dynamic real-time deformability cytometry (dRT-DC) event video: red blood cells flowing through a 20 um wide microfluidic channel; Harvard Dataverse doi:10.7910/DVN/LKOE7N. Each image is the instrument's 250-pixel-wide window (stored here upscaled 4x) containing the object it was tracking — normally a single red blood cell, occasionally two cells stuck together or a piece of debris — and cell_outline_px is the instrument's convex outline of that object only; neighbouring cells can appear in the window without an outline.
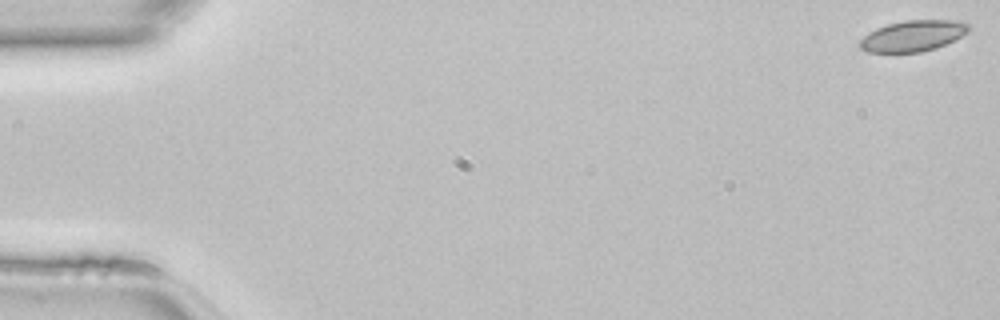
{"species": "common noctule bat (a hibernating species)", "species_latin": "Nyctalus noctula", "temperature_condition": "room temperature", "stored_images_in_passage": 48, "camera_frame_rate_fps": 3000, "um_per_image_px": 0.085, "animal": {"sex": "female", "body_mass_g": 22.7, "forearm_length_mm": 54.2}, "frame": {"image": 1, "passage_image": 1, "time_ms": 0.0, "image_size_px": [1000, 320], "cell_outline_px": [[972, 28], [968, 32], [936, 48], [920, 52], [864, 52], [860, 48], [860, 40], [868, 32], [876, 28], [888, 24], [904, 20], [960, 20], [968, 24]], "centroid_in_image_um": [77.59, 3.04], "position_along_channel_um": 7.4, "area_um2": 19.65}}
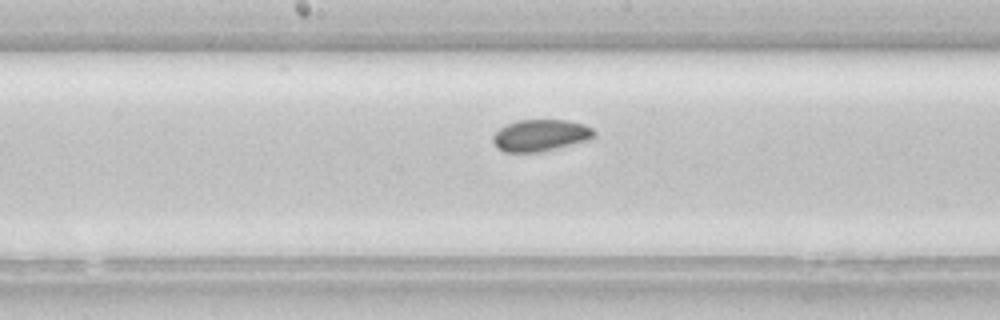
{"frame": {"image": 2, "passage_image": 25, "time_ms": 8.0, "image_size_px": [1000, 320], "cell_outline_px": [[596, 136], [592, 140], [540, 152], [504, 152], [496, 148], [492, 140], [492, 136], [500, 128], [516, 120], [564, 120], [584, 124], [592, 128], [596, 132]], "centroid_in_image_um": [45.97, 11.51], "position_along_channel_um": 202.2, "area_um2": 18.96}}
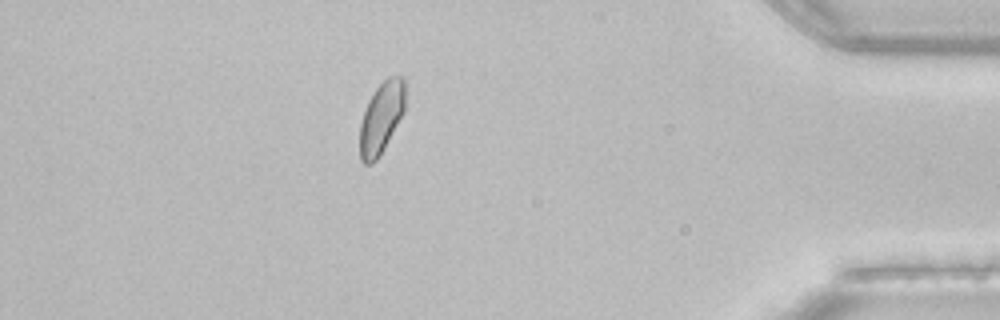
{"frame": {"image": 3, "passage_image": 42, "time_ms": 13.667, "image_size_px": [1000, 320], "cell_outline_px": [[404, 112], [380, 156], [372, 164], [364, 164], [360, 160], [360, 124], [368, 100], [376, 88], [388, 76], [404, 76]], "centroid_in_image_um": [32.4, 10.02], "position_along_channel_um": 402.8, "area_um2": 18.84}}